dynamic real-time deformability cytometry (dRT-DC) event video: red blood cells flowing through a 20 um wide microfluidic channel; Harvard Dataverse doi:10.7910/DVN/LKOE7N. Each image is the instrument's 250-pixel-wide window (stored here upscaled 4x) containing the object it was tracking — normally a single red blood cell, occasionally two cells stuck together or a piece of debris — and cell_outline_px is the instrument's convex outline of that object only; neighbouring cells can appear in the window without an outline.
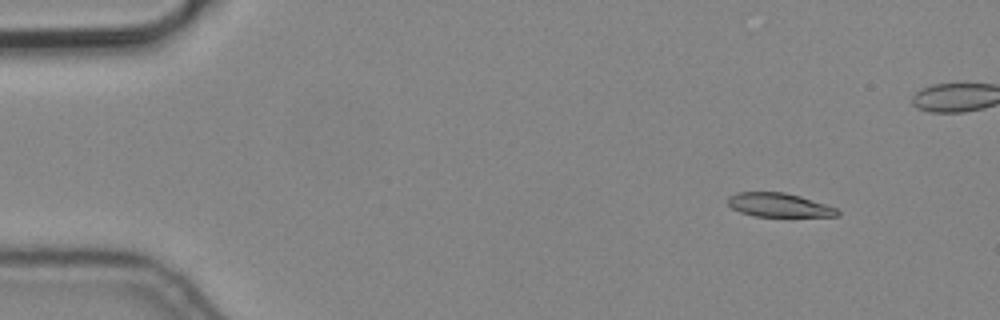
{"species": "common noctule bat (a hibernating species)", "species_latin": "Nyctalus noctula", "temperature_condition": "cold", "stored_images_in_passage": 6, "camera_frame_rate_fps": 3000, "um_per_image_px": 0.085, "animal": {"sex": "male", "body_mass_g": 19.2, "forearm_length_mm": 51.8}, "frame": {"image": 1, "passage_image": 2, "time_ms": 0.333, "image_size_px": [1000, 320], "cell_outline_px": [[840, 216], [752, 216], [740, 212], [732, 208], [728, 204], [728, 196], [736, 192], [784, 192], [800, 196], [836, 208], [840, 212]], "centroid_in_image_um": [66.17, 17.42], "position_along_channel_um": 18.8, "area_um2": 15.14}}